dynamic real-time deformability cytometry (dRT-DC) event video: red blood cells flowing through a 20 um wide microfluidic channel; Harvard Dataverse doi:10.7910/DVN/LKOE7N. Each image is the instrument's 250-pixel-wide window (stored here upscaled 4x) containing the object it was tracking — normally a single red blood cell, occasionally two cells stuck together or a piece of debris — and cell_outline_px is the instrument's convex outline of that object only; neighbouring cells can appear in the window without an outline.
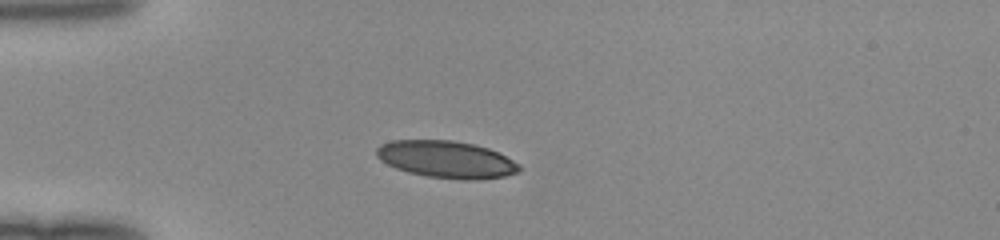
{"species": "human", "species_latin": "Homo sapiens", "temperature_condition": "room temperature", "stored_images_in_passage": 36, "camera_frame_rate_fps": 3000, "um_per_image_px": 0.085, "donor": {"sex": "female"}, "frame": {"image": 1, "passage_image": 1, "time_ms": 0.0, "image_size_px": [1000, 240], "cell_outline_px": [[520, 172], [504, 176], [476, 180], [460, 180], [428, 176], [408, 172], [396, 168], [380, 160], [376, 156], [376, 148], [380, 144], [392, 140], [452, 140], [476, 144], [488, 148], [520, 164]], "centroid_in_image_um": [37.93, 13.55], "position_along_channel_um": 47.1, "area_um2": 30.92}}
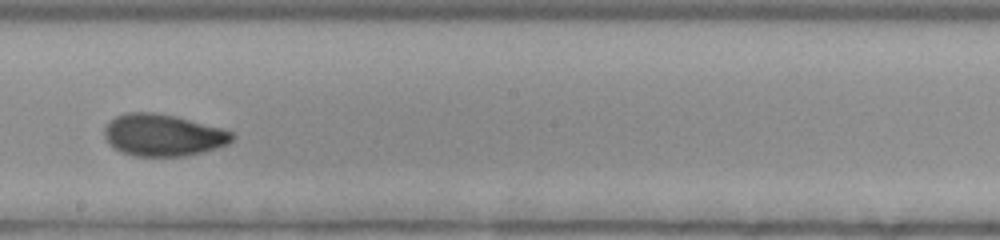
{"frame": {"image": 2, "passage_image": 16, "time_ms": 5.0, "image_size_px": [1000, 240], "cell_outline_px": [[236, 136], [228, 144], [204, 152], [184, 156], [136, 156], [120, 152], [104, 136], [104, 128], [108, 120], [124, 112], [152, 112], [176, 116], [224, 128], [232, 132]], "centroid_in_image_um": [13.88, 11.47], "position_along_channel_um": 234.3, "area_um2": 31.44}}
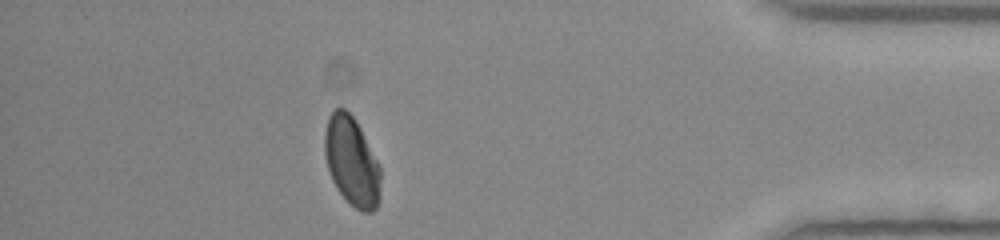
{"frame": {"image": 3, "passage_image": 31, "time_ms": 10.0, "image_size_px": [1000, 240], "cell_outline_px": [[380, 200], [376, 208], [372, 212], [360, 212], [336, 188], [332, 180], [328, 168], [324, 152], [324, 132], [328, 116], [336, 108], [344, 108], [352, 116], [360, 128], [380, 164]], "centroid_in_image_um": [29.9, 13.72], "position_along_channel_um": 405.3, "area_um2": 29.07}}